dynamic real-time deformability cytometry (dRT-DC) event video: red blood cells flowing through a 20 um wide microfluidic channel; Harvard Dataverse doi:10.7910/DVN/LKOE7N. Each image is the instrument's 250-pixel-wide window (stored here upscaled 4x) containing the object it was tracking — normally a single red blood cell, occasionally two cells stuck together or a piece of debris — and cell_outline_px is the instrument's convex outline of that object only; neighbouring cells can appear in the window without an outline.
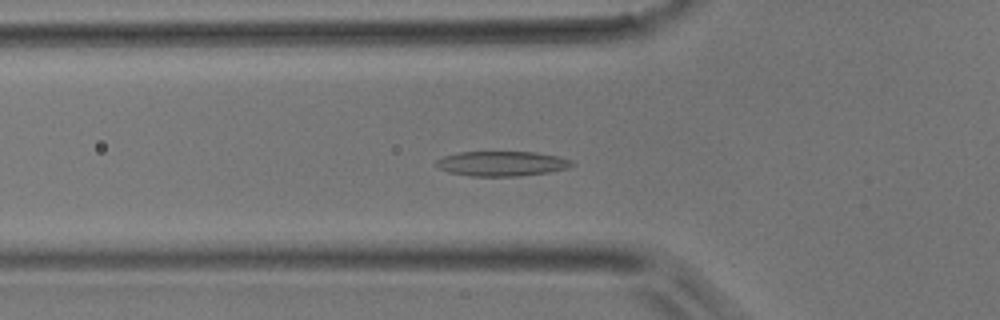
{"species": "common noctule bat (a hibernating species)", "species_latin": "Nyctalus noctula", "temperature_condition": "room temperature", "stored_images_in_passage": 40, "camera_frame_rate_fps": 3000, "um_per_image_px": 0.085, "animal": {"sex": "male", "body_mass_g": 17.9}, "frame": {"image": 1, "passage_image": 10, "time_ms": 3.0, "image_size_px": [1000, 320], "cell_outline_px": [[576, 164], [568, 168], [548, 172], [520, 176], [472, 176], [448, 172], [440, 168], [436, 164], [436, 160], [444, 156], [460, 152], [536, 152], [560, 156], [572, 160]], "centroid_in_image_um": [42.71, 13.9], "position_along_channel_um": 83.1, "area_um2": 19.71}}
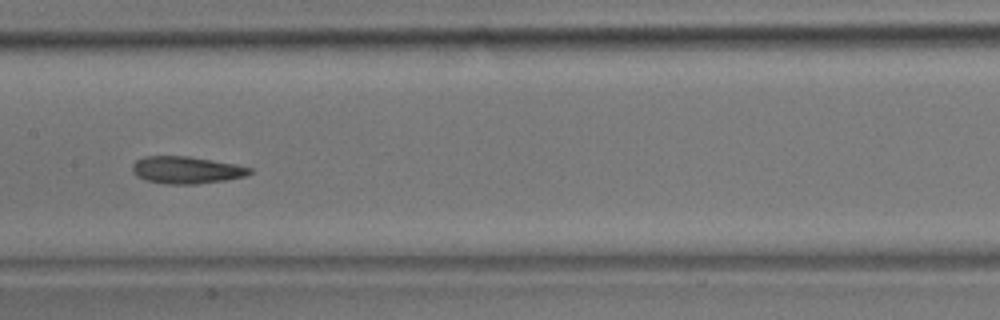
{"frame": {"image": 2, "passage_image": 18, "time_ms": 5.667, "image_size_px": [1000, 320], "cell_outline_px": [[252, 172], [244, 176], [224, 180], [196, 184], [168, 184], [144, 180], [136, 176], [132, 172], [132, 164], [136, 160], [144, 156], [188, 156], [236, 164], [252, 168]], "centroid_in_image_um": [15.8, 14.45], "position_along_channel_um": 191.6, "area_um2": 18.61}}
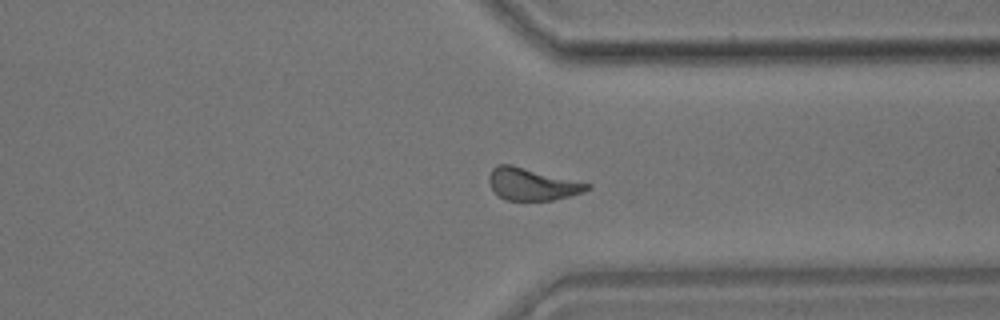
{"frame": {"image": 3, "passage_image": 31, "time_ms": 10.0, "image_size_px": [1000, 320], "cell_outline_px": [[592, 188], [584, 192], [552, 200], [504, 200], [492, 188], [488, 180], [488, 176], [492, 168], [496, 164], [512, 164], [592, 184]], "centroid_in_image_um": [45.23, 15.64], "position_along_channel_um": 366.2, "area_um2": 18.5}}